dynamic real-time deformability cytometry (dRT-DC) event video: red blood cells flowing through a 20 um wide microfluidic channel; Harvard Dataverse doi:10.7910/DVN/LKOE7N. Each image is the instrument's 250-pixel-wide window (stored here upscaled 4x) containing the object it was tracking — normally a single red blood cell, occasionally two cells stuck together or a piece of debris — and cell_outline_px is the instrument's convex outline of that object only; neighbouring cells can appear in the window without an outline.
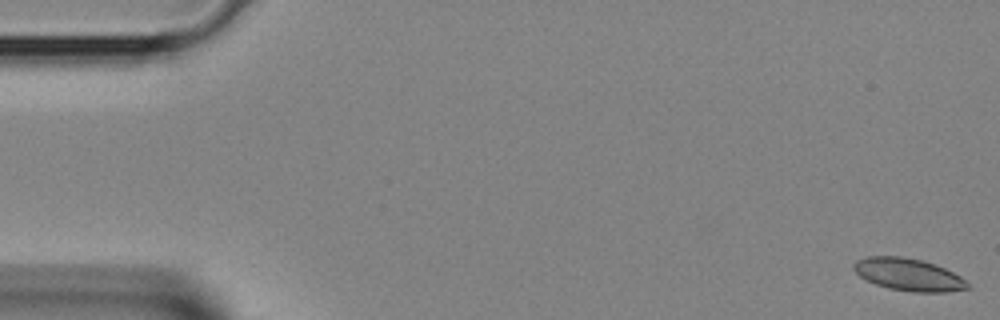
{"species": "Egyptian fruit bat (a non-hibernating species)", "species_latin": "Rousettus aegyptiacus", "temperature_condition": "room temperature", "stored_images_in_passage": 12, "camera_frame_rate_fps": 3000, "um_per_image_px": 0.085, "animal": {"sex": "female"}, "frame": {"image": 1, "passage_image": 1, "time_ms": 0.0, "image_size_px": [1000, 320], "cell_outline_px": [[972, 288], [948, 292], [912, 292], [888, 288], [876, 284], [860, 276], [852, 268], [852, 264], [856, 260], [868, 256], [900, 256], [924, 260], [936, 264], [960, 276]], "centroid_in_image_um": [77.22, 23.33], "position_along_channel_um": 7.8, "area_um2": 21.56}}
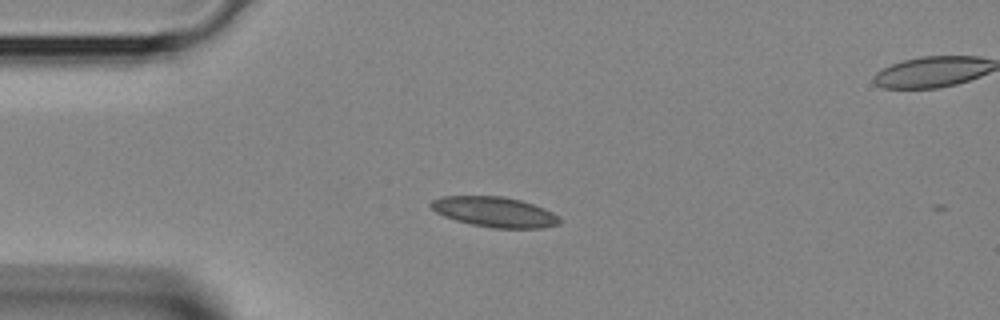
{"frame": {"image": 2, "passage_image": 10, "time_ms": 3.0, "image_size_px": [1000, 320], "cell_outline_px": [[560, 224], [544, 228], [492, 228], [472, 224], [456, 220], [444, 216], [436, 212], [428, 204], [432, 200], [440, 196], [504, 196], [520, 200], [544, 208], [560, 216]], "centroid_in_image_um": [42.05, 18.01], "position_along_channel_um": 43.0, "area_um2": 22.72}}